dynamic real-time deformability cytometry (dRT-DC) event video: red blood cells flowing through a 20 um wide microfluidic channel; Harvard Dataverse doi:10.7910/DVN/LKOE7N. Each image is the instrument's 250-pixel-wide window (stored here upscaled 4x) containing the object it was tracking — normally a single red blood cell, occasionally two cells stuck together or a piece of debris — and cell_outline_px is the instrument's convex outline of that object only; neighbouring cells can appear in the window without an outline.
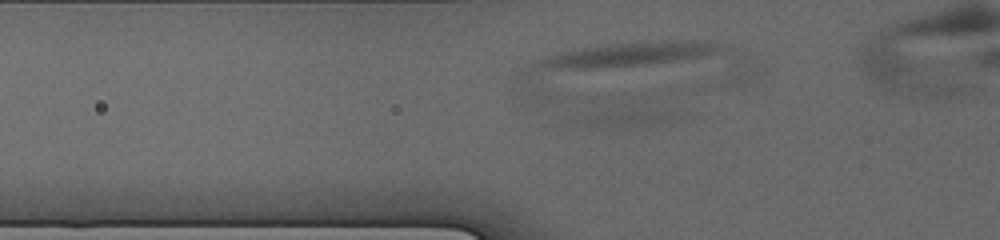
{"species": "human", "species_latin": "Homo sapiens", "temperature_condition": "cold", "stored_images_in_passage": 5, "camera_frame_rate_fps": 3000, "um_per_image_px": 0.085, "donor": {"sex": "male"}, "frame": {"image": 1, "passage_image": 4, "time_ms": 0.667, "image_size_px": [1000, 240], "cell_outline_px": [[732, 48], [724, 52], [540, 108], [520, 104], [520, 68], [544, 56], [560, 52], [580, 48], [608, 44], [648, 40], [692, 40], [720, 44]], "centroid_in_image_um": [51.38, 5.75], "position_along_channel_um": 74.4, "area_um2": 53.7}}